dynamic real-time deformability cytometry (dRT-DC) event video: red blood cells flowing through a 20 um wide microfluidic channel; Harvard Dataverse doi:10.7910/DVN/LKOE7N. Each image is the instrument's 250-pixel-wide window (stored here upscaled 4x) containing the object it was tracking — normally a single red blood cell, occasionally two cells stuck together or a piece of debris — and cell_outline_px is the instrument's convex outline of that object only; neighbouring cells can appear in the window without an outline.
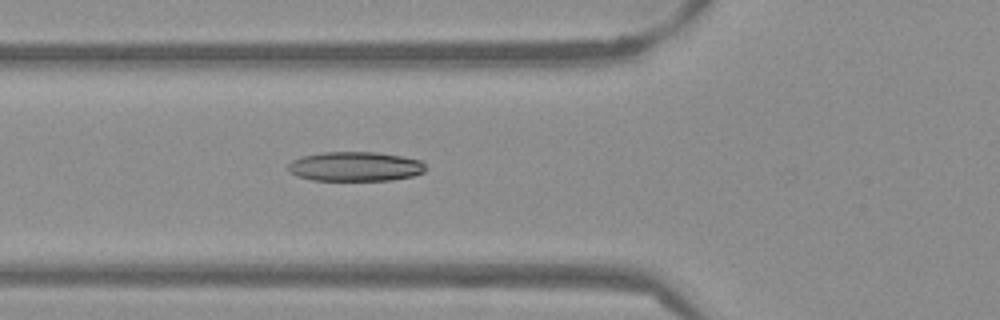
{"species": "Egyptian fruit bat (a non-hibernating species)", "species_latin": "Rousettus aegyptiacus", "temperature_condition": "warm", "stored_images_in_passage": 22, "camera_frame_rate_fps": 3000, "um_per_image_px": 0.085, "frame": {"image": 1, "passage_image": 18, "time_ms": 5.667, "image_size_px": [1000, 320], "cell_outline_px": [[428, 168], [424, 172], [412, 176], [392, 180], [312, 180], [296, 176], [288, 172], [288, 164], [292, 160], [300, 156], [320, 152], [376, 152], [400, 156], [420, 160]], "centroid_in_image_um": [30.16, 14.15], "position_along_channel_um": 95.6, "area_um2": 23.81}}
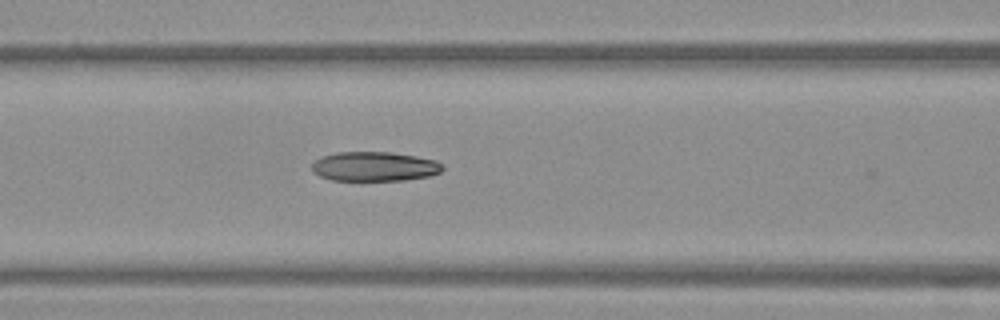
{"frame": {"image": 2, "passage_image": 21, "time_ms": 6.667, "image_size_px": [1000, 320], "cell_outline_px": [[444, 168], [440, 172], [428, 176], [404, 180], [332, 180], [320, 176], [312, 172], [312, 164], [320, 156], [336, 152], [392, 152], [416, 156], [436, 160]], "centroid_in_image_um": [31.8, 14.14], "position_along_channel_um": 134.8, "area_um2": 22.43}}